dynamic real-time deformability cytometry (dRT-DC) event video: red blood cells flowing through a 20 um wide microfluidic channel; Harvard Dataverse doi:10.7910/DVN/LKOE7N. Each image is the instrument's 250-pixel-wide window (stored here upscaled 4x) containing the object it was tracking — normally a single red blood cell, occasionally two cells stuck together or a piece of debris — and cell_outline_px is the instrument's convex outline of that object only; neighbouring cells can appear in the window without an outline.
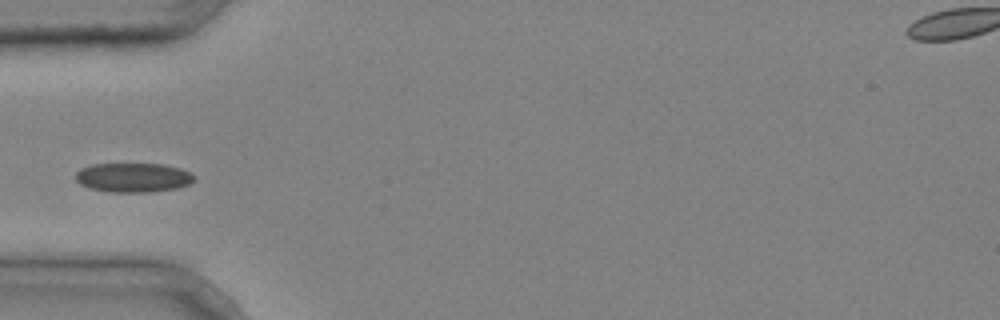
{"species": "common noctule bat (a hibernating species)", "species_latin": "Nyctalus noctula", "temperature_condition": "cold", "stored_images_in_passage": 5, "camera_frame_rate_fps": 3000, "um_per_image_px": 0.085, "animal": {"sex": "male", "body_mass_g": 20.4}, "frame": {"image": 1, "passage_image": 3, "time_ms": 0.667, "image_size_px": [1000, 320], "cell_outline_px": [[196, 180], [188, 184], [176, 188], [152, 192], [108, 192], [92, 188], [80, 184], [76, 180], [76, 172], [80, 168], [92, 164], [164, 164], [180, 168], [192, 172], [196, 176]], "centroid_in_image_um": [11.36, 15.08], "position_along_channel_um": 73.6, "area_um2": 20.4}}